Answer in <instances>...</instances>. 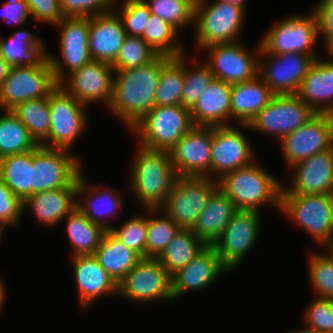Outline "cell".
I'll return each mask as SVG.
<instances>
[{
    "label": "cell",
    "mask_w": 333,
    "mask_h": 333,
    "mask_svg": "<svg viewBox=\"0 0 333 333\" xmlns=\"http://www.w3.org/2000/svg\"><path fill=\"white\" fill-rule=\"evenodd\" d=\"M11 111L27 127L38 145L48 138L51 120L48 97L25 101Z\"/></svg>",
    "instance_id": "40"
},
{
    "label": "cell",
    "mask_w": 333,
    "mask_h": 333,
    "mask_svg": "<svg viewBox=\"0 0 333 333\" xmlns=\"http://www.w3.org/2000/svg\"><path fill=\"white\" fill-rule=\"evenodd\" d=\"M38 146L27 127L11 110L0 114V159L28 152Z\"/></svg>",
    "instance_id": "37"
},
{
    "label": "cell",
    "mask_w": 333,
    "mask_h": 333,
    "mask_svg": "<svg viewBox=\"0 0 333 333\" xmlns=\"http://www.w3.org/2000/svg\"><path fill=\"white\" fill-rule=\"evenodd\" d=\"M145 216V217H144ZM134 216L124 221L119 228L109 231L128 248L146 258L147 214Z\"/></svg>",
    "instance_id": "47"
},
{
    "label": "cell",
    "mask_w": 333,
    "mask_h": 333,
    "mask_svg": "<svg viewBox=\"0 0 333 333\" xmlns=\"http://www.w3.org/2000/svg\"><path fill=\"white\" fill-rule=\"evenodd\" d=\"M286 333H318V332L310 331V330H307L305 328H300V330L299 329H296V330L294 329L293 331L291 330V331L286 332Z\"/></svg>",
    "instance_id": "58"
},
{
    "label": "cell",
    "mask_w": 333,
    "mask_h": 333,
    "mask_svg": "<svg viewBox=\"0 0 333 333\" xmlns=\"http://www.w3.org/2000/svg\"><path fill=\"white\" fill-rule=\"evenodd\" d=\"M316 115L297 94L273 95L249 125H240V128L271 134L281 141Z\"/></svg>",
    "instance_id": "11"
},
{
    "label": "cell",
    "mask_w": 333,
    "mask_h": 333,
    "mask_svg": "<svg viewBox=\"0 0 333 333\" xmlns=\"http://www.w3.org/2000/svg\"><path fill=\"white\" fill-rule=\"evenodd\" d=\"M66 233L72 256L94 255L107 230L91 222L77 207L66 216Z\"/></svg>",
    "instance_id": "34"
},
{
    "label": "cell",
    "mask_w": 333,
    "mask_h": 333,
    "mask_svg": "<svg viewBox=\"0 0 333 333\" xmlns=\"http://www.w3.org/2000/svg\"><path fill=\"white\" fill-rule=\"evenodd\" d=\"M290 169L291 187L282 183L281 194H333V146Z\"/></svg>",
    "instance_id": "22"
},
{
    "label": "cell",
    "mask_w": 333,
    "mask_h": 333,
    "mask_svg": "<svg viewBox=\"0 0 333 333\" xmlns=\"http://www.w3.org/2000/svg\"><path fill=\"white\" fill-rule=\"evenodd\" d=\"M23 213V203L0 178V238L6 226H18Z\"/></svg>",
    "instance_id": "49"
},
{
    "label": "cell",
    "mask_w": 333,
    "mask_h": 333,
    "mask_svg": "<svg viewBox=\"0 0 333 333\" xmlns=\"http://www.w3.org/2000/svg\"><path fill=\"white\" fill-rule=\"evenodd\" d=\"M206 246L191 229H180L157 259L172 276L188 265Z\"/></svg>",
    "instance_id": "36"
},
{
    "label": "cell",
    "mask_w": 333,
    "mask_h": 333,
    "mask_svg": "<svg viewBox=\"0 0 333 333\" xmlns=\"http://www.w3.org/2000/svg\"><path fill=\"white\" fill-rule=\"evenodd\" d=\"M274 94L258 74L248 81L233 84L231 88V119L239 125H249L270 102Z\"/></svg>",
    "instance_id": "30"
},
{
    "label": "cell",
    "mask_w": 333,
    "mask_h": 333,
    "mask_svg": "<svg viewBox=\"0 0 333 333\" xmlns=\"http://www.w3.org/2000/svg\"><path fill=\"white\" fill-rule=\"evenodd\" d=\"M34 21L56 25L64 18L59 0H25Z\"/></svg>",
    "instance_id": "52"
},
{
    "label": "cell",
    "mask_w": 333,
    "mask_h": 333,
    "mask_svg": "<svg viewBox=\"0 0 333 333\" xmlns=\"http://www.w3.org/2000/svg\"><path fill=\"white\" fill-rule=\"evenodd\" d=\"M213 127L194 126L169 151L177 176L211 179Z\"/></svg>",
    "instance_id": "20"
},
{
    "label": "cell",
    "mask_w": 333,
    "mask_h": 333,
    "mask_svg": "<svg viewBox=\"0 0 333 333\" xmlns=\"http://www.w3.org/2000/svg\"><path fill=\"white\" fill-rule=\"evenodd\" d=\"M127 33L123 22L113 9L89 17V53L91 60L112 64Z\"/></svg>",
    "instance_id": "25"
},
{
    "label": "cell",
    "mask_w": 333,
    "mask_h": 333,
    "mask_svg": "<svg viewBox=\"0 0 333 333\" xmlns=\"http://www.w3.org/2000/svg\"><path fill=\"white\" fill-rule=\"evenodd\" d=\"M308 257V278L316 297L333 299V261L325 252H311Z\"/></svg>",
    "instance_id": "45"
},
{
    "label": "cell",
    "mask_w": 333,
    "mask_h": 333,
    "mask_svg": "<svg viewBox=\"0 0 333 333\" xmlns=\"http://www.w3.org/2000/svg\"><path fill=\"white\" fill-rule=\"evenodd\" d=\"M318 55L259 53L258 74L274 95L297 94L309 68Z\"/></svg>",
    "instance_id": "17"
},
{
    "label": "cell",
    "mask_w": 333,
    "mask_h": 333,
    "mask_svg": "<svg viewBox=\"0 0 333 333\" xmlns=\"http://www.w3.org/2000/svg\"><path fill=\"white\" fill-rule=\"evenodd\" d=\"M303 328L318 333H333V299L316 297L304 313Z\"/></svg>",
    "instance_id": "48"
},
{
    "label": "cell",
    "mask_w": 333,
    "mask_h": 333,
    "mask_svg": "<svg viewBox=\"0 0 333 333\" xmlns=\"http://www.w3.org/2000/svg\"><path fill=\"white\" fill-rule=\"evenodd\" d=\"M71 260L81 309H88L92 302L103 296H118V284L101 267L94 255H77Z\"/></svg>",
    "instance_id": "24"
},
{
    "label": "cell",
    "mask_w": 333,
    "mask_h": 333,
    "mask_svg": "<svg viewBox=\"0 0 333 333\" xmlns=\"http://www.w3.org/2000/svg\"><path fill=\"white\" fill-rule=\"evenodd\" d=\"M184 55V85L182 87L181 105L191 109L199 100L201 94L207 86L215 79L210 68L202 61L194 62V66L189 67V62ZM189 67V68H188Z\"/></svg>",
    "instance_id": "43"
},
{
    "label": "cell",
    "mask_w": 333,
    "mask_h": 333,
    "mask_svg": "<svg viewBox=\"0 0 333 333\" xmlns=\"http://www.w3.org/2000/svg\"><path fill=\"white\" fill-rule=\"evenodd\" d=\"M11 65L6 61L0 52V89L6 77L9 75Z\"/></svg>",
    "instance_id": "54"
},
{
    "label": "cell",
    "mask_w": 333,
    "mask_h": 333,
    "mask_svg": "<svg viewBox=\"0 0 333 333\" xmlns=\"http://www.w3.org/2000/svg\"><path fill=\"white\" fill-rule=\"evenodd\" d=\"M118 296L147 303L172 302V279L157 258H142L118 284Z\"/></svg>",
    "instance_id": "12"
},
{
    "label": "cell",
    "mask_w": 333,
    "mask_h": 333,
    "mask_svg": "<svg viewBox=\"0 0 333 333\" xmlns=\"http://www.w3.org/2000/svg\"><path fill=\"white\" fill-rule=\"evenodd\" d=\"M152 15L170 23L178 31L194 26L196 0H144Z\"/></svg>",
    "instance_id": "42"
},
{
    "label": "cell",
    "mask_w": 333,
    "mask_h": 333,
    "mask_svg": "<svg viewBox=\"0 0 333 333\" xmlns=\"http://www.w3.org/2000/svg\"><path fill=\"white\" fill-rule=\"evenodd\" d=\"M43 42L21 26L10 38L0 37V52L12 67L42 66L48 61L49 53Z\"/></svg>",
    "instance_id": "32"
},
{
    "label": "cell",
    "mask_w": 333,
    "mask_h": 333,
    "mask_svg": "<svg viewBox=\"0 0 333 333\" xmlns=\"http://www.w3.org/2000/svg\"><path fill=\"white\" fill-rule=\"evenodd\" d=\"M130 164L129 188L146 209H160L176 180L169 151L148 150L137 146Z\"/></svg>",
    "instance_id": "2"
},
{
    "label": "cell",
    "mask_w": 333,
    "mask_h": 333,
    "mask_svg": "<svg viewBox=\"0 0 333 333\" xmlns=\"http://www.w3.org/2000/svg\"><path fill=\"white\" fill-rule=\"evenodd\" d=\"M177 35L178 30L170 23L159 18L157 15L151 14L141 38L147 42L158 55L179 57L187 53L183 48L184 45L176 38Z\"/></svg>",
    "instance_id": "38"
},
{
    "label": "cell",
    "mask_w": 333,
    "mask_h": 333,
    "mask_svg": "<svg viewBox=\"0 0 333 333\" xmlns=\"http://www.w3.org/2000/svg\"><path fill=\"white\" fill-rule=\"evenodd\" d=\"M157 56L158 54L141 37L127 35L111 65L114 69L141 67L152 62Z\"/></svg>",
    "instance_id": "44"
},
{
    "label": "cell",
    "mask_w": 333,
    "mask_h": 333,
    "mask_svg": "<svg viewBox=\"0 0 333 333\" xmlns=\"http://www.w3.org/2000/svg\"><path fill=\"white\" fill-rule=\"evenodd\" d=\"M50 108V131L48 138L41 144L45 148H71L77 138L87 129L86 105L73 98L61 85H57L48 95Z\"/></svg>",
    "instance_id": "7"
},
{
    "label": "cell",
    "mask_w": 333,
    "mask_h": 333,
    "mask_svg": "<svg viewBox=\"0 0 333 333\" xmlns=\"http://www.w3.org/2000/svg\"><path fill=\"white\" fill-rule=\"evenodd\" d=\"M326 56L316 58L297 95L317 114L333 115V54Z\"/></svg>",
    "instance_id": "27"
},
{
    "label": "cell",
    "mask_w": 333,
    "mask_h": 333,
    "mask_svg": "<svg viewBox=\"0 0 333 333\" xmlns=\"http://www.w3.org/2000/svg\"><path fill=\"white\" fill-rule=\"evenodd\" d=\"M0 178L23 203L32 195V150L0 159Z\"/></svg>",
    "instance_id": "35"
},
{
    "label": "cell",
    "mask_w": 333,
    "mask_h": 333,
    "mask_svg": "<svg viewBox=\"0 0 333 333\" xmlns=\"http://www.w3.org/2000/svg\"><path fill=\"white\" fill-rule=\"evenodd\" d=\"M63 149L39 145L32 150V194L62 188H77L82 159Z\"/></svg>",
    "instance_id": "9"
},
{
    "label": "cell",
    "mask_w": 333,
    "mask_h": 333,
    "mask_svg": "<svg viewBox=\"0 0 333 333\" xmlns=\"http://www.w3.org/2000/svg\"><path fill=\"white\" fill-rule=\"evenodd\" d=\"M83 172L82 170L77 179V198L81 196L84 199L82 201L77 200V208L91 222L102 226L108 231L114 227V225H110L108 222L109 216L110 218L116 219L117 213L122 212L124 200L120 196V193L116 192L114 188L106 187L101 184H99V186H96V184H94V186L88 184Z\"/></svg>",
    "instance_id": "26"
},
{
    "label": "cell",
    "mask_w": 333,
    "mask_h": 333,
    "mask_svg": "<svg viewBox=\"0 0 333 333\" xmlns=\"http://www.w3.org/2000/svg\"><path fill=\"white\" fill-rule=\"evenodd\" d=\"M184 85V55L171 57L162 67L155 106L181 105Z\"/></svg>",
    "instance_id": "39"
},
{
    "label": "cell",
    "mask_w": 333,
    "mask_h": 333,
    "mask_svg": "<svg viewBox=\"0 0 333 333\" xmlns=\"http://www.w3.org/2000/svg\"><path fill=\"white\" fill-rule=\"evenodd\" d=\"M280 211L320 247L333 238V194H281Z\"/></svg>",
    "instance_id": "6"
},
{
    "label": "cell",
    "mask_w": 333,
    "mask_h": 333,
    "mask_svg": "<svg viewBox=\"0 0 333 333\" xmlns=\"http://www.w3.org/2000/svg\"><path fill=\"white\" fill-rule=\"evenodd\" d=\"M101 267L119 284L142 257L118 240L109 230L94 253Z\"/></svg>",
    "instance_id": "33"
},
{
    "label": "cell",
    "mask_w": 333,
    "mask_h": 333,
    "mask_svg": "<svg viewBox=\"0 0 333 333\" xmlns=\"http://www.w3.org/2000/svg\"><path fill=\"white\" fill-rule=\"evenodd\" d=\"M114 72L111 64L91 60L68 74L59 85L89 108L92 103H103L108 108L113 93Z\"/></svg>",
    "instance_id": "18"
},
{
    "label": "cell",
    "mask_w": 333,
    "mask_h": 333,
    "mask_svg": "<svg viewBox=\"0 0 333 333\" xmlns=\"http://www.w3.org/2000/svg\"><path fill=\"white\" fill-rule=\"evenodd\" d=\"M232 85L214 79L205 88L199 100L190 109L194 126L220 127L230 126Z\"/></svg>",
    "instance_id": "28"
},
{
    "label": "cell",
    "mask_w": 333,
    "mask_h": 333,
    "mask_svg": "<svg viewBox=\"0 0 333 333\" xmlns=\"http://www.w3.org/2000/svg\"><path fill=\"white\" fill-rule=\"evenodd\" d=\"M118 1L114 0L113 9L120 16L127 35L141 37L151 15L148 5L144 0H120L121 4ZM117 3L119 8H115Z\"/></svg>",
    "instance_id": "46"
},
{
    "label": "cell",
    "mask_w": 333,
    "mask_h": 333,
    "mask_svg": "<svg viewBox=\"0 0 333 333\" xmlns=\"http://www.w3.org/2000/svg\"><path fill=\"white\" fill-rule=\"evenodd\" d=\"M324 246L325 247L323 248L328 250L326 255L333 261V238H331Z\"/></svg>",
    "instance_id": "56"
},
{
    "label": "cell",
    "mask_w": 333,
    "mask_h": 333,
    "mask_svg": "<svg viewBox=\"0 0 333 333\" xmlns=\"http://www.w3.org/2000/svg\"><path fill=\"white\" fill-rule=\"evenodd\" d=\"M246 9L221 0H196L194 6L195 46L199 50L212 45L240 41Z\"/></svg>",
    "instance_id": "4"
},
{
    "label": "cell",
    "mask_w": 333,
    "mask_h": 333,
    "mask_svg": "<svg viewBox=\"0 0 333 333\" xmlns=\"http://www.w3.org/2000/svg\"><path fill=\"white\" fill-rule=\"evenodd\" d=\"M217 181L218 188L237 209L260 212L262 205L269 204L280 211L283 182H279L257 160L247 167L224 174Z\"/></svg>",
    "instance_id": "3"
},
{
    "label": "cell",
    "mask_w": 333,
    "mask_h": 333,
    "mask_svg": "<svg viewBox=\"0 0 333 333\" xmlns=\"http://www.w3.org/2000/svg\"><path fill=\"white\" fill-rule=\"evenodd\" d=\"M60 28V55L48 53L55 81L59 84L72 71L91 61L89 53V17H64L56 25ZM61 60V61H60ZM66 67V69H65Z\"/></svg>",
    "instance_id": "16"
},
{
    "label": "cell",
    "mask_w": 333,
    "mask_h": 333,
    "mask_svg": "<svg viewBox=\"0 0 333 333\" xmlns=\"http://www.w3.org/2000/svg\"><path fill=\"white\" fill-rule=\"evenodd\" d=\"M64 17H90L113 10L114 0H59Z\"/></svg>",
    "instance_id": "50"
},
{
    "label": "cell",
    "mask_w": 333,
    "mask_h": 333,
    "mask_svg": "<svg viewBox=\"0 0 333 333\" xmlns=\"http://www.w3.org/2000/svg\"><path fill=\"white\" fill-rule=\"evenodd\" d=\"M222 273L230 272L221 263L215 249L206 246L188 265L171 276L173 301L184 293L210 287Z\"/></svg>",
    "instance_id": "23"
},
{
    "label": "cell",
    "mask_w": 333,
    "mask_h": 333,
    "mask_svg": "<svg viewBox=\"0 0 333 333\" xmlns=\"http://www.w3.org/2000/svg\"><path fill=\"white\" fill-rule=\"evenodd\" d=\"M58 85L49 60L42 66H14L0 89L2 111L28 100L47 98Z\"/></svg>",
    "instance_id": "15"
},
{
    "label": "cell",
    "mask_w": 333,
    "mask_h": 333,
    "mask_svg": "<svg viewBox=\"0 0 333 333\" xmlns=\"http://www.w3.org/2000/svg\"><path fill=\"white\" fill-rule=\"evenodd\" d=\"M319 39L318 22L313 10L306 15H288L275 22L261 40V49L268 54L302 53L317 55L316 48Z\"/></svg>",
    "instance_id": "8"
},
{
    "label": "cell",
    "mask_w": 333,
    "mask_h": 333,
    "mask_svg": "<svg viewBox=\"0 0 333 333\" xmlns=\"http://www.w3.org/2000/svg\"><path fill=\"white\" fill-rule=\"evenodd\" d=\"M242 129L235 126L213 127L211 145V179L247 167L255 161L252 144Z\"/></svg>",
    "instance_id": "21"
},
{
    "label": "cell",
    "mask_w": 333,
    "mask_h": 333,
    "mask_svg": "<svg viewBox=\"0 0 333 333\" xmlns=\"http://www.w3.org/2000/svg\"><path fill=\"white\" fill-rule=\"evenodd\" d=\"M260 215L256 210L238 209L212 245L229 272L236 270L256 245L262 225Z\"/></svg>",
    "instance_id": "13"
},
{
    "label": "cell",
    "mask_w": 333,
    "mask_h": 333,
    "mask_svg": "<svg viewBox=\"0 0 333 333\" xmlns=\"http://www.w3.org/2000/svg\"><path fill=\"white\" fill-rule=\"evenodd\" d=\"M237 210L229 197L217 188L191 230L207 246H212Z\"/></svg>",
    "instance_id": "31"
},
{
    "label": "cell",
    "mask_w": 333,
    "mask_h": 333,
    "mask_svg": "<svg viewBox=\"0 0 333 333\" xmlns=\"http://www.w3.org/2000/svg\"><path fill=\"white\" fill-rule=\"evenodd\" d=\"M318 22V35L324 40L326 54H333V0H319L313 9Z\"/></svg>",
    "instance_id": "51"
},
{
    "label": "cell",
    "mask_w": 333,
    "mask_h": 333,
    "mask_svg": "<svg viewBox=\"0 0 333 333\" xmlns=\"http://www.w3.org/2000/svg\"><path fill=\"white\" fill-rule=\"evenodd\" d=\"M77 188H62L32 194L23 202V213L27 208L43 226L52 227L65 220L77 207Z\"/></svg>",
    "instance_id": "29"
},
{
    "label": "cell",
    "mask_w": 333,
    "mask_h": 333,
    "mask_svg": "<svg viewBox=\"0 0 333 333\" xmlns=\"http://www.w3.org/2000/svg\"><path fill=\"white\" fill-rule=\"evenodd\" d=\"M31 16L28 3L25 0H7L4 3L1 19L9 24L22 26Z\"/></svg>",
    "instance_id": "53"
},
{
    "label": "cell",
    "mask_w": 333,
    "mask_h": 333,
    "mask_svg": "<svg viewBox=\"0 0 333 333\" xmlns=\"http://www.w3.org/2000/svg\"><path fill=\"white\" fill-rule=\"evenodd\" d=\"M171 58L158 55L147 65L114 69L113 93L108 110L131 130L155 106L163 65Z\"/></svg>",
    "instance_id": "1"
},
{
    "label": "cell",
    "mask_w": 333,
    "mask_h": 333,
    "mask_svg": "<svg viewBox=\"0 0 333 333\" xmlns=\"http://www.w3.org/2000/svg\"><path fill=\"white\" fill-rule=\"evenodd\" d=\"M217 188L218 181L208 177L177 176L160 211L181 229H192Z\"/></svg>",
    "instance_id": "10"
},
{
    "label": "cell",
    "mask_w": 333,
    "mask_h": 333,
    "mask_svg": "<svg viewBox=\"0 0 333 333\" xmlns=\"http://www.w3.org/2000/svg\"><path fill=\"white\" fill-rule=\"evenodd\" d=\"M221 1L236 4L246 9V0H221Z\"/></svg>",
    "instance_id": "57"
},
{
    "label": "cell",
    "mask_w": 333,
    "mask_h": 333,
    "mask_svg": "<svg viewBox=\"0 0 333 333\" xmlns=\"http://www.w3.org/2000/svg\"><path fill=\"white\" fill-rule=\"evenodd\" d=\"M1 278V277H0ZM5 284H4V281L2 280V278L0 279V312L2 311L3 309V306H4V303H5V300H6V288H5Z\"/></svg>",
    "instance_id": "55"
},
{
    "label": "cell",
    "mask_w": 333,
    "mask_h": 333,
    "mask_svg": "<svg viewBox=\"0 0 333 333\" xmlns=\"http://www.w3.org/2000/svg\"><path fill=\"white\" fill-rule=\"evenodd\" d=\"M249 50L240 41L235 43L212 44L202 50L208 59L203 62L210 68L215 79L228 84H238L258 75L260 43ZM208 60V61H207Z\"/></svg>",
    "instance_id": "14"
},
{
    "label": "cell",
    "mask_w": 333,
    "mask_h": 333,
    "mask_svg": "<svg viewBox=\"0 0 333 333\" xmlns=\"http://www.w3.org/2000/svg\"><path fill=\"white\" fill-rule=\"evenodd\" d=\"M285 166L298 162L333 146V115L317 114L308 123L285 136L280 142Z\"/></svg>",
    "instance_id": "19"
},
{
    "label": "cell",
    "mask_w": 333,
    "mask_h": 333,
    "mask_svg": "<svg viewBox=\"0 0 333 333\" xmlns=\"http://www.w3.org/2000/svg\"><path fill=\"white\" fill-rule=\"evenodd\" d=\"M193 127L190 109L182 105L154 106L130 132L142 148L170 151Z\"/></svg>",
    "instance_id": "5"
},
{
    "label": "cell",
    "mask_w": 333,
    "mask_h": 333,
    "mask_svg": "<svg viewBox=\"0 0 333 333\" xmlns=\"http://www.w3.org/2000/svg\"><path fill=\"white\" fill-rule=\"evenodd\" d=\"M146 211L149 215L147 216L146 258H158L181 228L164 212L161 211V214L160 209H146ZM157 213H160L159 217ZM152 215L155 216L152 217Z\"/></svg>",
    "instance_id": "41"
}]
</instances>
